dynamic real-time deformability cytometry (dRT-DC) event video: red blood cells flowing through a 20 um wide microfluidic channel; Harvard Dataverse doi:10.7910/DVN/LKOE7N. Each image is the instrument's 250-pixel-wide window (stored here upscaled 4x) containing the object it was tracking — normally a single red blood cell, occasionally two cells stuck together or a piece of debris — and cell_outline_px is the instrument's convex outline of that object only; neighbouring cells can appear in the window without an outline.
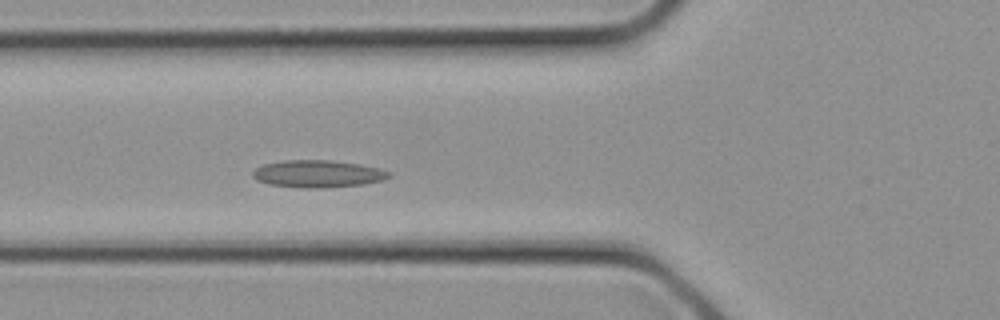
{"species": "common noctule bat (a hibernating species)", "species_latin": "Nyctalus noctula", "temperature_condition": "cold", "stored_images_in_passage": 7, "camera_frame_rate_fps": 3000, "um_per_image_px": 0.085, "animal": {"sex": "female", "body_mass_g": 21.9}, "frame": {"image": 1, "passage_image": 7, "time_ms": 2.0, "image_size_px": [1000, 320], "cell_outline_px": [[392, 176], [384, 180], [360, 184], [316, 188], [308, 188], [268, 184], [256, 180], [252, 176], [252, 172], [256, 168], [264, 164], [284, 160], [332, 160], [360, 164], [380, 168], [392, 172]], "centroid_in_image_um": [27.03, 14.76], "position_along_channel_um": 98.8, "area_um2": 21.62}}